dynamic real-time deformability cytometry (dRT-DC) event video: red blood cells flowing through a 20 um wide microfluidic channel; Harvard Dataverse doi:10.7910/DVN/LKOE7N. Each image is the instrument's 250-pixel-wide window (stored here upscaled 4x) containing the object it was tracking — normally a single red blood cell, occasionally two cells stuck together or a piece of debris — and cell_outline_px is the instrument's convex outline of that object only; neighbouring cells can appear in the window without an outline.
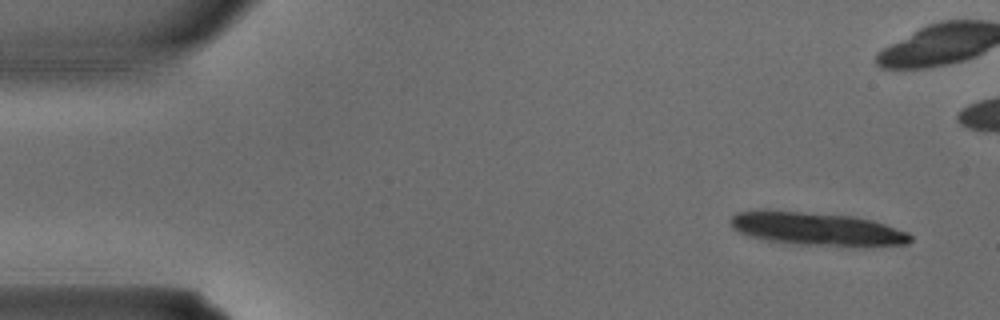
{"species": "common noctule bat (a hibernating species)", "species_latin": "Nyctalus noctula", "temperature_condition": "warm", "stored_images_in_passage": 4, "camera_frame_rate_fps": 3000, "um_per_image_px": 0.085, "animal": {"sex": "male", "body_mass_g": 15.6}, "frame": {"image": 1, "passage_image": 1, "time_ms": 0.0, "image_size_px": [1000, 320], "cell_outline_px": [[912, 240], [908, 244], [872, 248], [864, 248], [800, 244], [768, 240], [748, 236], [732, 228], [728, 220], [736, 212], [756, 208], [764, 208], [856, 216], [872, 220], [908, 232], [912, 236]], "centroid_in_image_um": [69.44, 19.45], "position_along_channel_um": 15.6, "area_um2": 36.18}}